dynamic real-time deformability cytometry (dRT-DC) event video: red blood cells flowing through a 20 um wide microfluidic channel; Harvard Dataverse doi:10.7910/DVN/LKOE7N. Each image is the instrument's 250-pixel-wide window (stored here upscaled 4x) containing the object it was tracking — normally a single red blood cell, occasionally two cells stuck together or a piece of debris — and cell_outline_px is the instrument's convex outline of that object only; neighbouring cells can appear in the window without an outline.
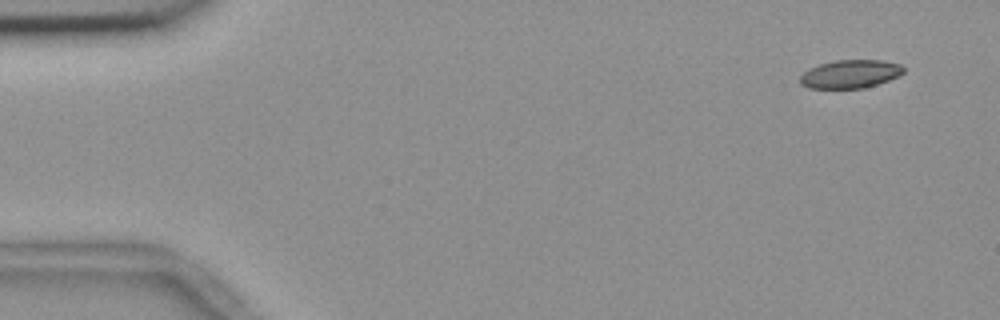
{"species": "common noctule bat (a hibernating species)", "species_latin": "Nyctalus noctula", "temperature_condition": "room temperature", "stored_images_in_passage": 6, "camera_frame_rate_fps": 3000, "um_per_image_px": 0.085, "animal": {"sex": "female", "body_mass_g": 18.4}, "frame": {"image": 1, "passage_image": 1, "time_ms": 0.0, "image_size_px": [1000, 320], "cell_outline_px": [[904, 72], [900, 76], [864, 88], [808, 88], [800, 84], [800, 76], [808, 68], [820, 64], [836, 60], [880, 60], [900, 64], [904, 68]], "centroid_in_image_um": [72.26, 6.29], "position_along_channel_um": 12.7, "area_um2": 17.05}}